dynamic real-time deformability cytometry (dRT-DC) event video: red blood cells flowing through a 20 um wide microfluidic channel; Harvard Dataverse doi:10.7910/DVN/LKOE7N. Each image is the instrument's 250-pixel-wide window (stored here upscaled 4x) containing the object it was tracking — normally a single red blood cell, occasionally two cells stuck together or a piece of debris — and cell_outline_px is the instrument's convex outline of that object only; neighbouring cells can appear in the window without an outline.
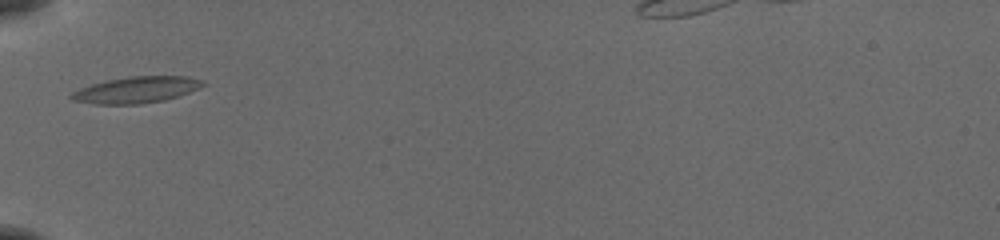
{"species": "common noctule bat (a hibernating species)", "species_latin": "Nyctalus noctula", "temperature_condition": "cold", "stored_images_in_passage": 7, "camera_frame_rate_fps": 3000, "um_per_image_px": 0.085, "animal": {"sex": "female", "body_mass_g": 19.5, "forearm_length_mm": 54.1}, "frame": {"image": 1, "passage_image": 1, "time_ms": 0.0, "image_size_px": [1000, 240], "cell_outline_px": [[208, 84], [200, 88], [164, 100], [140, 104], [92, 104], [72, 100], [68, 96], [72, 92], [80, 88], [92, 84], [108, 80], [128, 76], [188, 76], [204, 80]], "centroid_in_image_um": [11.6, 7.63], "position_along_channel_um": 73.4, "area_um2": 20.29}}